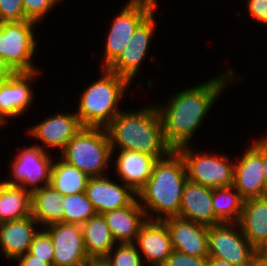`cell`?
Returning a JSON list of instances; mask_svg holds the SVG:
<instances>
[{
	"mask_svg": "<svg viewBox=\"0 0 267 266\" xmlns=\"http://www.w3.org/2000/svg\"><path fill=\"white\" fill-rule=\"evenodd\" d=\"M108 177H89L87 182L85 193L97 214L130 206L137 198L130 187L125 184L122 186Z\"/></svg>",
	"mask_w": 267,
	"mask_h": 266,
	"instance_id": "15",
	"label": "cell"
},
{
	"mask_svg": "<svg viewBox=\"0 0 267 266\" xmlns=\"http://www.w3.org/2000/svg\"><path fill=\"white\" fill-rule=\"evenodd\" d=\"M13 74L14 71L0 59V84L6 82Z\"/></svg>",
	"mask_w": 267,
	"mask_h": 266,
	"instance_id": "38",
	"label": "cell"
},
{
	"mask_svg": "<svg viewBox=\"0 0 267 266\" xmlns=\"http://www.w3.org/2000/svg\"><path fill=\"white\" fill-rule=\"evenodd\" d=\"M53 162L49 152L44 151L38 144L26 147L19 151L11 164V175L14 179L4 182L32 193L49 184Z\"/></svg>",
	"mask_w": 267,
	"mask_h": 266,
	"instance_id": "10",
	"label": "cell"
},
{
	"mask_svg": "<svg viewBox=\"0 0 267 266\" xmlns=\"http://www.w3.org/2000/svg\"><path fill=\"white\" fill-rule=\"evenodd\" d=\"M37 75L39 71L14 72L6 82L0 84V122L3 125L7 123V118L22 115L30 107L34 92L29 82Z\"/></svg>",
	"mask_w": 267,
	"mask_h": 266,
	"instance_id": "16",
	"label": "cell"
},
{
	"mask_svg": "<svg viewBox=\"0 0 267 266\" xmlns=\"http://www.w3.org/2000/svg\"><path fill=\"white\" fill-rule=\"evenodd\" d=\"M89 176L74 165L60 160L52 163L49 185L62 196L85 192Z\"/></svg>",
	"mask_w": 267,
	"mask_h": 266,
	"instance_id": "27",
	"label": "cell"
},
{
	"mask_svg": "<svg viewBox=\"0 0 267 266\" xmlns=\"http://www.w3.org/2000/svg\"><path fill=\"white\" fill-rule=\"evenodd\" d=\"M28 252L53 266L54 246L49 234L40 230L34 237Z\"/></svg>",
	"mask_w": 267,
	"mask_h": 266,
	"instance_id": "31",
	"label": "cell"
},
{
	"mask_svg": "<svg viewBox=\"0 0 267 266\" xmlns=\"http://www.w3.org/2000/svg\"><path fill=\"white\" fill-rule=\"evenodd\" d=\"M63 196L49 184L31 193V216L44 227L64 223Z\"/></svg>",
	"mask_w": 267,
	"mask_h": 266,
	"instance_id": "24",
	"label": "cell"
},
{
	"mask_svg": "<svg viewBox=\"0 0 267 266\" xmlns=\"http://www.w3.org/2000/svg\"><path fill=\"white\" fill-rule=\"evenodd\" d=\"M251 266H267V263L263 262L257 256L252 260Z\"/></svg>",
	"mask_w": 267,
	"mask_h": 266,
	"instance_id": "42",
	"label": "cell"
},
{
	"mask_svg": "<svg viewBox=\"0 0 267 266\" xmlns=\"http://www.w3.org/2000/svg\"><path fill=\"white\" fill-rule=\"evenodd\" d=\"M154 11L136 28L130 41L118 58L107 68L129 82L139 71L141 62L146 57L149 42L154 32Z\"/></svg>",
	"mask_w": 267,
	"mask_h": 266,
	"instance_id": "13",
	"label": "cell"
},
{
	"mask_svg": "<svg viewBox=\"0 0 267 266\" xmlns=\"http://www.w3.org/2000/svg\"><path fill=\"white\" fill-rule=\"evenodd\" d=\"M44 228L54 246L53 266H82L89 259L82 225L61 222Z\"/></svg>",
	"mask_w": 267,
	"mask_h": 266,
	"instance_id": "11",
	"label": "cell"
},
{
	"mask_svg": "<svg viewBox=\"0 0 267 266\" xmlns=\"http://www.w3.org/2000/svg\"><path fill=\"white\" fill-rule=\"evenodd\" d=\"M238 224L257 250L267 239V196L246 199Z\"/></svg>",
	"mask_w": 267,
	"mask_h": 266,
	"instance_id": "23",
	"label": "cell"
},
{
	"mask_svg": "<svg viewBox=\"0 0 267 266\" xmlns=\"http://www.w3.org/2000/svg\"><path fill=\"white\" fill-rule=\"evenodd\" d=\"M233 73L232 69H227L218 77L176 93L165 106H156L162 121L164 139L172 150L189 144L228 81L237 82Z\"/></svg>",
	"mask_w": 267,
	"mask_h": 266,
	"instance_id": "1",
	"label": "cell"
},
{
	"mask_svg": "<svg viewBox=\"0 0 267 266\" xmlns=\"http://www.w3.org/2000/svg\"><path fill=\"white\" fill-rule=\"evenodd\" d=\"M207 266H234V265L220 258L208 257Z\"/></svg>",
	"mask_w": 267,
	"mask_h": 266,
	"instance_id": "40",
	"label": "cell"
},
{
	"mask_svg": "<svg viewBox=\"0 0 267 266\" xmlns=\"http://www.w3.org/2000/svg\"><path fill=\"white\" fill-rule=\"evenodd\" d=\"M85 248L89 258H105L116 242L102 214H96L82 225Z\"/></svg>",
	"mask_w": 267,
	"mask_h": 266,
	"instance_id": "25",
	"label": "cell"
},
{
	"mask_svg": "<svg viewBox=\"0 0 267 266\" xmlns=\"http://www.w3.org/2000/svg\"><path fill=\"white\" fill-rule=\"evenodd\" d=\"M116 160V172L123 184L136 194L145 186L152 175L158 158L133 150H119Z\"/></svg>",
	"mask_w": 267,
	"mask_h": 266,
	"instance_id": "20",
	"label": "cell"
},
{
	"mask_svg": "<svg viewBox=\"0 0 267 266\" xmlns=\"http://www.w3.org/2000/svg\"><path fill=\"white\" fill-rule=\"evenodd\" d=\"M257 257L263 262L267 263V239L266 241L256 250Z\"/></svg>",
	"mask_w": 267,
	"mask_h": 266,
	"instance_id": "41",
	"label": "cell"
},
{
	"mask_svg": "<svg viewBox=\"0 0 267 266\" xmlns=\"http://www.w3.org/2000/svg\"><path fill=\"white\" fill-rule=\"evenodd\" d=\"M187 180L185 162L177 150H172L164 158L158 159L151 177L137 194L147 219L162 221L179 216L182 193ZM148 215L156 216L154 219Z\"/></svg>",
	"mask_w": 267,
	"mask_h": 266,
	"instance_id": "2",
	"label": "cell"
},
{
	"mask_svg": "<svg viewBox=\"0 0 267 266\" xmlns=\"http://www.w3.org/2000/svg\"><path fill=\"white\" fill-rule=\"evenodd\" d=\"M244 202L233 186L213 189V211L221 223H238Z\"/></svg>",
	"mask_w": 267,
	"mask_h": 266,
	"instance_id": "28",
	"label": "cell"
},
{
	"mask_svg": "<svg viewBox=\"0 0 267 266\" xmlns=\"http://www.w3.org/2000/svg\"><path fill=\"white\" fill-rule=\"evenodd\" d=\"M239 227L233 229V226ZM209 257L220 258L234 266H251L256 249L243 235L238 223H221L208 229Z\"/></svg>",
	"mask_w": 267,
	"mask_h": 266,
	"instance_id": "9",
	"label": "cell"
},
{
	"mask_svg": "<svg viewBox=\"0 0 267 266\" xmlns=\"http://www.w3.org/2000/svg\"><path fill=\"white\" fill-rule=\"evenodd\" d=\"M62 160L89 177L105 176L112 157L110 137L104 127H82L60 153Z\"/></svg>",
	"mask_w": 267,
	"mask_h": 266,
	"instance_id": "5",
	"label": "cell"
},
{
	"mask_svg": "<svg viewBox=\"0 0 267 266\" xmlns=\"http://www.w3.org/2000/svg\"><path fill=\"white\" fill-rule=\"evenodd\" d=\"M103 73L80 97L76 114L83 127L106 128L120 112L117 106L130 82L107 68Z\"/></svg>",
	"mask_w": 267,
	"mask_h": 266,
	"instance_id": "4",
	"label": "cell"
},
{
	"mask_svg": "<svg viewBox=\"0 0 267 266\" xmlns=\"http://www.w3.org/2000/svg\"><path fill=\"white\" fill-rule=\"evenodd\" d=\"M156 0H129L112 20L104 52V68H108L122 53L136 28L155 11Z\"/></svg>",
	"mask_w": 267,
	"mask_h": 266,
	"instance_id": "7",
	"label": "cell"
},
{
	"mask_svg": "<svg viewBox=\"0 0 267 266\" xmlns=\"http://www.w3.org/2000/svg\"><path fill=\"white\" fill-rule=\"evenodd\" d=\"M233 187L246 200L264 197V168L262 162V139L249 146L238 162H234Z\"/></svg>",
	"mask_w": 267,
	"mask_h": 266,
	"instance_id": "12",
	"label": "cell"
},
{
	"mask_svg": "<svg viewBox=\"0 0 267 266\" xmlns=\"http://www.w3.org/2000/svg\"><path fill=\"white\" fill-rule=\"evenodd\" d=\"M82 266H109L104 258H89Z\"/></svg>",
	"mask_w": 267,
	"mask_h": 266,
	"instance_id": "39",
	"label": "cell"
},
{
	"mask_svg": "<svg viewBox=\"0 0 267 266\" xmlns=\"http://www.w3.org/2000/svg\"><path fill=\"white\" fill-rule=\"evenodd\" d=\"M248 13L257 21L267 24V0H248Z\"/></svg>",
	"mask_w": 267,
	"mask_h": 266,
	"instance_id": "35",
	"label": "cell"
},
{
	"mask_svg": "<svg viewBox=\"0 0 267 266\" xmlns=\"http://www.w3.org/2000/svg\"><path fill=\"white\" fill-rule=\"evenodd\" d=\"M136 199L130 206L103 213L114 241L122 243H135L137 235L146 222L144 209Z\"/></svg>",
	"mask_w": 267,
	"mask_h": 266,
	"instance_id": "21",
	"label": "cell"
},
{
	"mask_svg": "<svg viewBox=\"0 0 267 266\" xmlns=\"http://www.w3.org/2000/svg\"><path fill=\"white\" fill-rule=\"evenodd\" d=\"M135 242L151 266H162L173 251L170 234L163 220L147 219Z\"/></svg>",
	"mask_w": 267,
	"mask_h": 266,
	"instance_id": "18",
	"label": "cell"
},
{
	"mask_svg": "<svg viewBox=\"0 0 267 266\" xmlns=\"http://www.w3.org/2000/svg\"><path fill=\"white\" fill-rule=\"evenodd\" d=\"M262 162L264 168L265 196H267V135L262 139Z\"/></svg>",
	"mask_w": 267,
	"mask_h": 266,
	"instance_id": "37",
	"label": "cell"
},
{
	"mask_svg": "<svg viewBox=\"0 0 267 266\" xmlns=\"http://www.w3.org/2000/svg\"><path fill=\"white\" fill-rule=\"evenodd\" d=\"M163 221L169 231L173 250L195 257H209L208 226L179 216Z\"/></svg>",
	"mask_w": 267,
	"mask_h": 266,
	"instance_id": "14",
	"label": "cell"
},
{
	"mask_svg": "<svg viewBox=\"0 0 267 266\" xmlns=\"http://www.w3.org/2000/svg\"><path fill=\"white\" fill-rule=\"evenodd\" d=\"M0 16L4 22L26 20L22 0H0Z\"/></svg>",
	"mask_w": 267,
	"mask_h": 266,
	"instance_id": "33",
	"label": "cell"
},
{
	"mask_svg": "<svg viewBox=\"0 0 267 266\" xmlns=\"http://www.w3.org/2000/svg\"><path fill=\"white\" fill-rule=\"evenodd\" d=\"M3 20L1 19V16H0V27L3 25Z\"/></svg>",
	"mask_w": 267,
	"mask_h": 266,
	"instance_id": "43",
	"label": "cell"
},
{
	"mask_svg": "<svg viewBox=\"0 0 267 266\" xmlns=\"http://www.w3.org/2000/svg\"><path fill=\"white\" fill-rule=\"evenodd\" d=\"M34 224L37 220L31 215L20 219L0 223V247L9 259H17L28 252L29 247L39 232Z\"/></svg>",
	"mask_w": 267,
	"mask_h": 266,
	"instance_id": "22",
	"label": "cell"
},
{
	"mask_svg": "<svg viewBox=\"0 0 267 266\" xmlns=\"http://www.w3.org/2000/svg\"><path fill=\"white\" fill-rule=\"evenodd\" d=\"M177 151L185 162L189 181L213 189L233 186L235 164L226 155L195 153L188 145Z\"/></svg>",
	"mask_w": 267,
	"mask_h": 266,
	"instance_id": "8",
	"label": "cell"
},
{
	"mask_svg": "<svg viewBox=\"0 0 267 266\" xmlns=\"http://www.w3.org/2000/svg\"><path fill=\"white\" fill-rule=\"evenodd\" d=\"M208 257H195L173 250L162 266H207Z\"/></svg>",
	"mask_w": 267,
	"mask_h": 266,
	"instance_id": "34",
	"label": "cell"
},
{
	"mask_svg": "<svg viewBox=\"0 0 267 266\" xmlns=\"http://www.w3.org/2000/svg\"><path fill=\"white\" fill-rule=\"evenodd\" d=\"M82 127L76 113H56L33 126L28 132L30 136L43 142V146L39 147L44 151L45 147H56L62 151Z\"/></svg>",
	"mask_w": 267,
	"mask_h": 266,
	"instance_id": "17",
	"label": "cell"
},
{
	"mask_svg": "<svg viewBox=\"0 0 267 266\" xmlns=\"http://www.w3.org/2000/svg\"><path fill=\"white\" fill-rule=\"evenodd\" d=\"M31 215V192L0 182V223Z\"/></svg>",
	"mask_w": 267,
	"mask_h": 266,
	"instance_id": "26",
	"label": "cell"
},
{
	"mask_svg": "<svg viewBox=\"0 0 267 266\" xmlns=\"http://www.w3.org/2000/svg\"><path fill=\"white\" fill-rule=\"evenodd\" d=\"M59 0H22L25 10L26 20L36 22L38 24L50 10L54 8Z\"/></svg>",
	"mask_w": 267,
	"mask_h": 266,
	"instance_id": "32",
	"label": "cell"
},
{
	"mask_svg": "<svg viewBox=\"0 0 267 266\" xmlns=\"http://www.w3.org/2000/svg\"><path fill=\"white\" fill-rule=\"evenodd\" d=\"M16 260H19V266H52L50 263L45 262V259L37 258L29 252L21 255Z\"/></svg>",
	"mask_w": 267,
	"mask_h": 266,
	"instance_id": "36",
	"label": "cell"
},
{
	"mask_svg": "<svg viewBox=\"0 0 267 266\" xmlns=\"http://www.w3.org/2000/svg\"><path fill=\"white\" fill-rule=\"evenodd\" d=\"M106 129L112 154L116 146L119 150L139 151L158 159L172 151L164 139L161 117L155 105L140 111H120Z\"/></svg>",
	"mask_w": 267,
	"mask_h": 266,
	"instance_id": "3",
	"label": "cell"
},
{
	"mask_svg": "<svg viewBox=\"0 0 267 266\" xmlns=\"http://www.w3.org/2000/svg\"><path fill=\"white\" fill-rule=\"evenodd\" d=\"M140 254L135 243H122L113 248L104 259L109 266H142L144 261Z\"/></svg>",
	"mask_w": 267,
	"mask_h": 266,
	"instance_id": "30",
	"label": "cell"
},
{
	"mask_svg": "<svg viewBox=\"0 0 267 266\" xmlns=\"http://www.w3.org/2000/svg\"><path fill=\"white\" fill-rule=\"evenodd\" d=\"M30 20L3 22L0 27V59L14 72L38 71L32 64L36 41Z\"/></svg>",
	"mask_w": 267,
	"mask_h": 266,
	"instance_id": "6",
	"label": "cell"
},
{
	"mask_svg": "<svg viewBox=\"0 0 267 266\" xmlns=\"http://www.w3.org/2000/svg\"><path fill=\"white\" fill-rule=\"evenodd\" d=\"M64 223L83 225L97 213L85 192L63 196Z\"/></svg>",
	"mask_w": 267,
	"mask_h": 266,
	"instance_id": "29",
	"label": "cell"
},
{
	"mask_svg": "<svg viewBox=\"0 0 267 266\" xmlns=\"http://www.w3.org/2000/svg\"><path fill=\"white\" fill-rule=\"evenodd\" d=\"M213 188L187 180L181 201L179 217L208 227L221 224L212 205Z\"/></svg>",
	"mask_w": 267,
	"mask_h": 266,
	"instance_id": "19",
	"label": "cell"
}]
</instances>
